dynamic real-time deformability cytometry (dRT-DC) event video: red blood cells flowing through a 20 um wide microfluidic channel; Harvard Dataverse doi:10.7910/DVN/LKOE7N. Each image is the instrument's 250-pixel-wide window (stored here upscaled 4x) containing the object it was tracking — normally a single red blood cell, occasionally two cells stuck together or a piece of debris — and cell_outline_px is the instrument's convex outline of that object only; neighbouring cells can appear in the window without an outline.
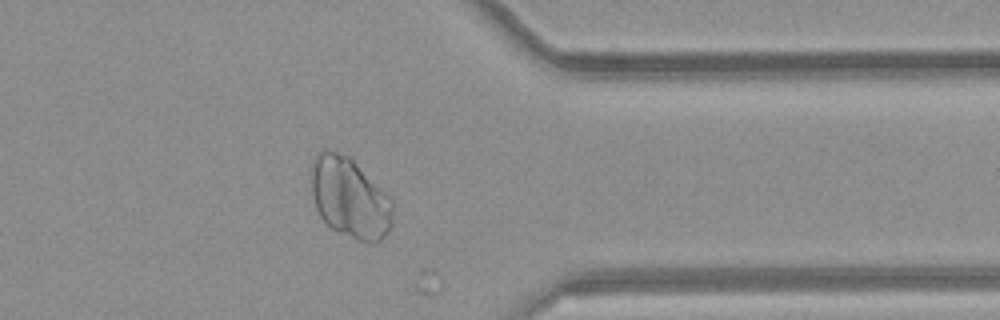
{"species": "common noctule bat (a hibernating species)", "species_latin": "Nyctalus noctula", "temperature_condition": "room temperature", "stored_images_in_passage": 50, "camera_frame_rate_fps": 3000, "um_per_image_px": 0.085, "animal": {"sex": "female", "body_mass_g": 21.9}, "frame": {"image": 1, "passage_image": 39, "time_ms": 12.667, "image_size_px": [1000, 320], "cell_outline_px": [[392, 228], [376, 244], [368, 244], [340, 232], [332, 228], [320, 216], [316, 208], [312, 196], [312, 160], [316, 152], [320, 148], [328, 148], [352, 156], [392, 196]], "centroid_in_image_um": [29.77, 16.75], "position_along_channel_um": 381.6, "area_um2": 39.42}}